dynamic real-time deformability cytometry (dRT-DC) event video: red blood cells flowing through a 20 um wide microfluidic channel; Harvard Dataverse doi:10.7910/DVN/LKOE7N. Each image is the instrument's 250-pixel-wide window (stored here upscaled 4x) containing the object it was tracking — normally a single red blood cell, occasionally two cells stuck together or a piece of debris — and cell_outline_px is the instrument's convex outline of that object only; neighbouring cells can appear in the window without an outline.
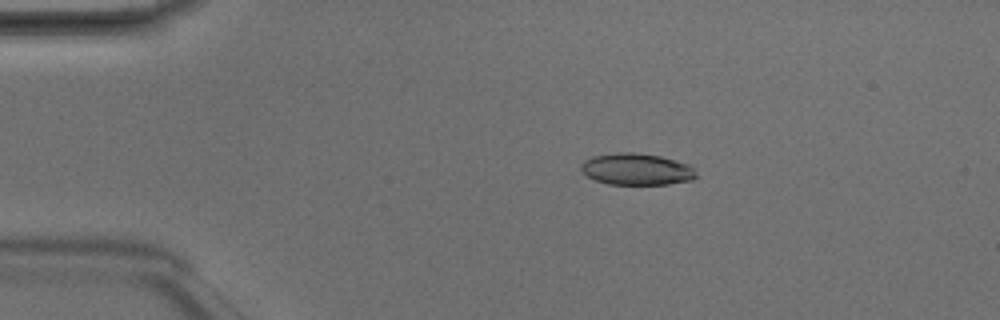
{"species": "Egyptian fruit bat (a non-hibernating species)", "species_latin": "Rousettus aegyptiacus", "temperature_condition": "room temperature", "stored_images_in_passage": 5, "camera_frame_rate_fps": 3000, "um_per_image_px": 0.085, "animal": {"sex": "male"}, "frame": {"image": 1, "passage_image": 3, "time_ms": 0.667, "image_size_px": [1000, 320], "cell_outline_px": [[696, 176], [692, 180], [668, 184], [608, 184], [596, 180], [588, 176], [580, 168], [580, 164], [584, 160], [592, 156], [620, 152], [632, 152], [660, 156], [688, 164], [692, 168]], "centroid_in_image_um": [54.08, 14.38], "position_along_channel_um": 30.9, "area_um2": 21.04}}
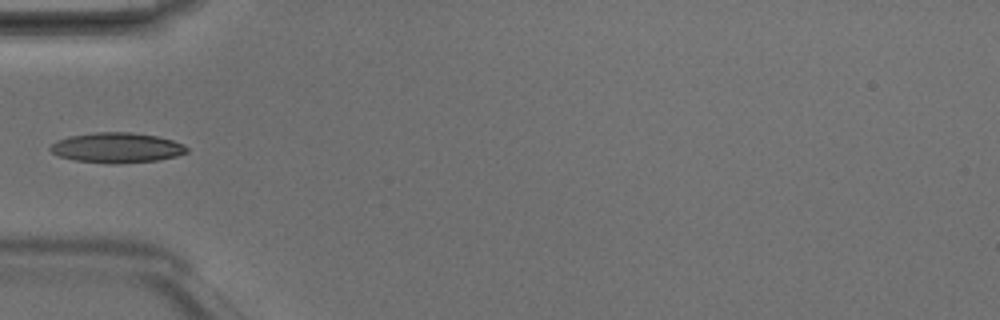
{"frame": {"image": 2, "passage_image": 5, "time_ms": 1.333, "image_size_px": [1000, 320], "cell_outline_px": [[188, 152], [176, 156], [156, 160], [120, 164], [112, 164], [76, 160], [60, 156], [52, 152], [48, 148], [56, 140], [68, 136], [96, 132], [128, 132], [156, 136], [172, 140], [184, 144], [188, 148]], "centroid_in_image_um": [9.93, 12.55], "position_along_channel_um": 75.1, "area_um2": 23.93}}